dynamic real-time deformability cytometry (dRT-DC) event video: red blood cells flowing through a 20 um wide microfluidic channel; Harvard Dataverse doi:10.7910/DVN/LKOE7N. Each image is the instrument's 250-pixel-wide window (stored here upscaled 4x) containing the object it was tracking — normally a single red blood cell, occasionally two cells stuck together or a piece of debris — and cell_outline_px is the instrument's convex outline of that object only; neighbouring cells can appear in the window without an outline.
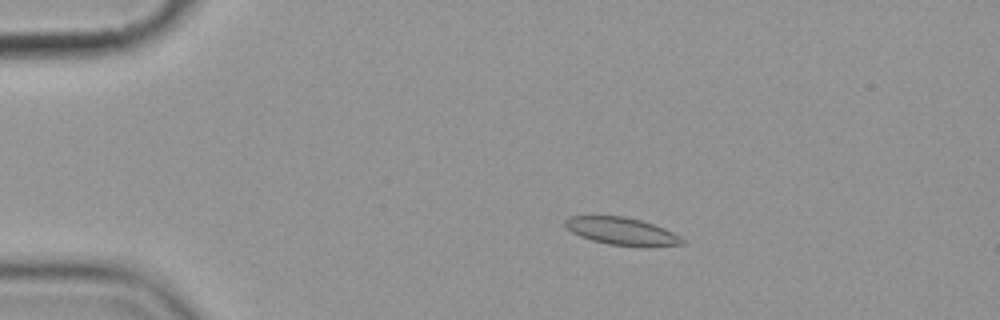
{"species": "common noctule bat (a hibernating species)", "species_latin": "Nyctalus noctula", "temperature_condition": "cold", "stored_images_in_passage": 8, "camera_frame_rate_fps": 3000, "um_per_image_px": 0.085, "animal": {"sex": "female", "body_mass_g": 19.9}, "frame": {"image": 1, "passage_image": 3, "time_ms": 2.0, "image_size_px": [1000, 320], "cell_outline_px": [[684, 244], [652, 248], [640, 248], [608, 244], [592, 240], [580, 236], [572, 232], [564, 224], [564, 220], [568, 216], [624, 216], [640, 220], [664, 228], [680, 236], [684, 240]], "centroid_in_image_um": [52.89, 19.68], "position_along_channel_um": 32.1, "area_um2": 19.13}}
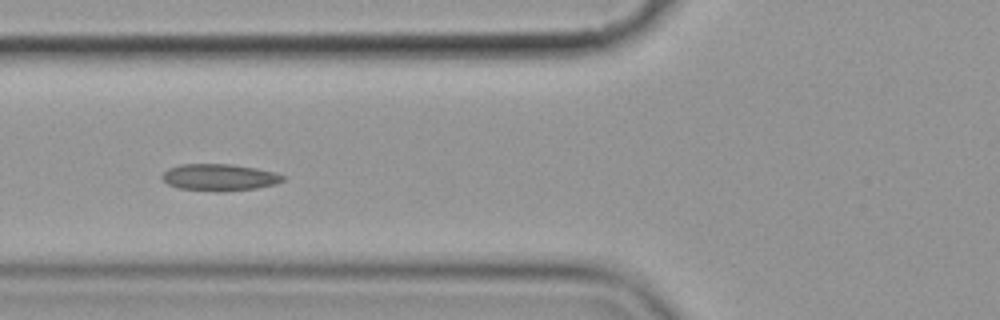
{"frame": {"image": 2, "passage_image": 6, "time_ms": 5.667, "image_size_px": [1000, 320], "cell_outline_px": [[284, 180], [276, 184], [256, 188], [220, 192], [216, 192], [180, 188], [168, 184], [160, 176], [168, 168], [180, 164], [232, 164], [256, 168], [276, 172], [284, 176]], "centroid_in_image_um": [18.65, 15.07], "position_along_channel_um": 107.1, "area_um2": 18.96}}
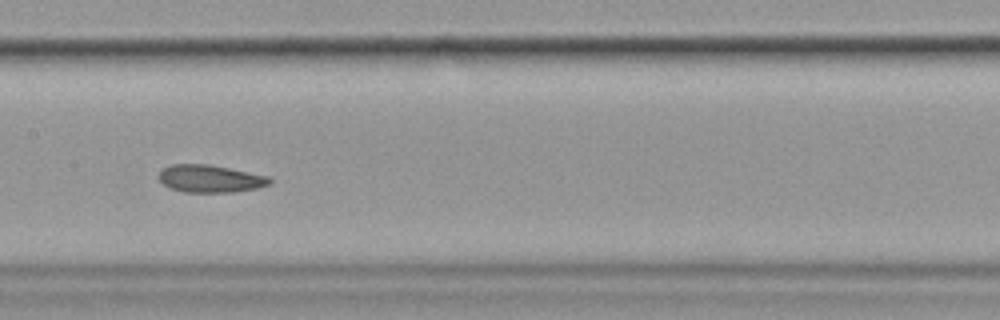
{"frame": {"image": 3, "passage_image": 8, "time_ms": 8.0, "image_size_px": [1000, 320], "cell_outline_px": [[272, 184], [256, 188], [236, 192], [184, 192], [168, 188], [156, 176], [164, 168], [172, 164], [208, 164], [268, 176], [272, 180]], "centroid_in_image_um": [17.85, 15.19], "position_along_channel_um": 189.5, "area_um2": 17.8}}